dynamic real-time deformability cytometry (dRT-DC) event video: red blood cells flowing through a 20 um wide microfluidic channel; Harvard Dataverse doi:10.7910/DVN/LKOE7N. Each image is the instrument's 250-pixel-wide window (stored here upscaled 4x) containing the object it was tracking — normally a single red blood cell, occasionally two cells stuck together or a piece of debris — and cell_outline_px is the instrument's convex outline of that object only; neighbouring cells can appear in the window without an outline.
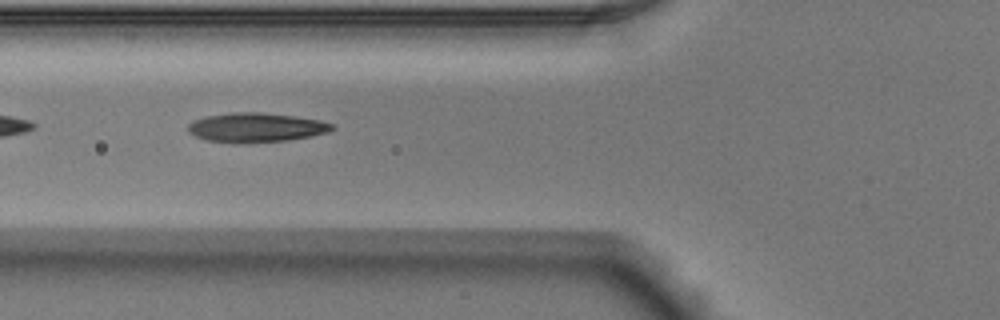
{"species": "Egyptian fruit bat (a non-hibernating species)", "species_latin": "Rousettus aegyptiacus", "temperature_condition": "warm", "stored_images_in_passage": 13, "camera_frame_rate_fps": 3000, "um_per_image_px": 0.085, "animal": {"sex": "male"}, "frame": {"image": 1, "passage_image": 4, "time_ms": 1.0, "image_size_px": [1000, 320], "cell_outline_px": [[336, 128], [328, 132], [288, 140], [204, 140], [188, 132], [188, 124], [192, 120], [208, 116], [236, 112], [256, 112], [292, 116], [316, 120], [332, 124]], "centroid_in_image_um": [21.75, 10.79], "position_along_channel_um": 104.1, "area_um2": 23.24}}
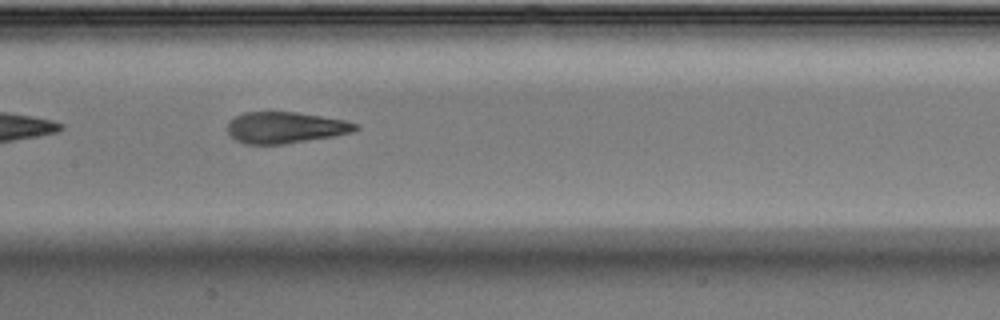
{"frame": {"image": 2, "passage_image": 10, "time_ms": 3.0, "image_size_px": [1000, 320], "cell_outline_px": [[360, 128], [352, 132], [336, 136], [284, 144], [244, 144], [236, 140], [228, 132], [228, 124], [236, 116], [244, 112], [296, 112], [344, 120], [360, 124]], "centroid_in_image_um": [24.3, 10.85], "position_along_channel_um": 183.1, "area_um2": 23.35}}